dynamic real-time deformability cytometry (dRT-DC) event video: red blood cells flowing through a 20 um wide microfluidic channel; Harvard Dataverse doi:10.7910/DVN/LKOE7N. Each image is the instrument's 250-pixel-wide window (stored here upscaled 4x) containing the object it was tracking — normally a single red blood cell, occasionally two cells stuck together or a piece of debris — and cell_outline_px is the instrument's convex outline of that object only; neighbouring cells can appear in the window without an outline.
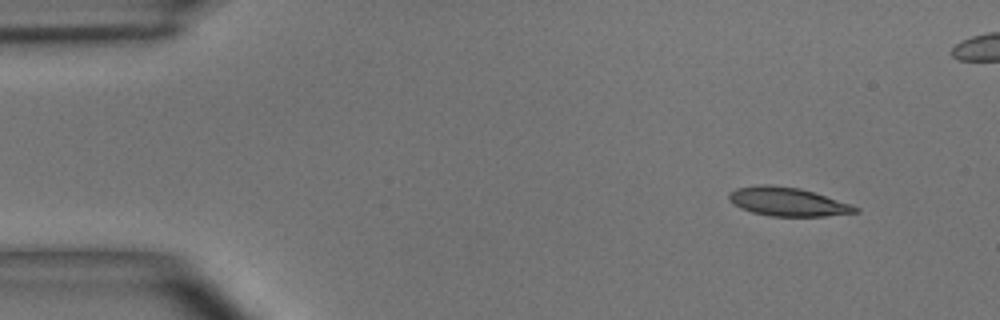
{"species": "common noctule bat (a hibernating species)", "species_latin": "Nyctalus noctula", "temperature_condition": "room temperature", "stored_images_in_passage": 4, "camera_frame_rate_fps": 3000, "um_per_image_px": 0.085, "animal": {"sex": "male", "body_mass_g": 15.6}, "frame": {"image": 1, "passage_image": 1, "time_ms": 0.0, "image_size_px": [1000, 320], "cell_outline_px": [[860, 212], [824, 216], [768, 216], [752, 212], [740, 208], [728, 200], [728, 196], [736, 188], [764, 184], [768, 184], [800, 188], [852, 204], [860, 208]], "centroid_in_image_um": [66.97, 17.15], "position_along_channel_um": 18.0, "area_um2": 21.1}}
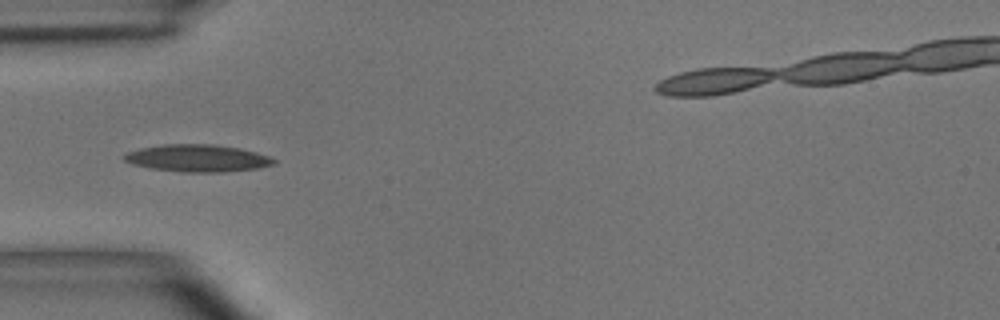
{"frame": {"image": 2, "passage_image": 4, "time_ms": 3.667, "image_size_px": [1000, 320], "cell_outline_px": [[276, 164], [260, 168], [224, 172], [180, 172], [152, 168], [132, 164], [124, 160], [124, 156], [128, 152], [140, 148], [164, 144], [216, 144], [240, 148], [256, 152], [268, 156], [276, 160]], "centroid_in_image_um": [16.83, 13.44], "position_along_channel_um": 68.2, "area_um2": 23.81}}